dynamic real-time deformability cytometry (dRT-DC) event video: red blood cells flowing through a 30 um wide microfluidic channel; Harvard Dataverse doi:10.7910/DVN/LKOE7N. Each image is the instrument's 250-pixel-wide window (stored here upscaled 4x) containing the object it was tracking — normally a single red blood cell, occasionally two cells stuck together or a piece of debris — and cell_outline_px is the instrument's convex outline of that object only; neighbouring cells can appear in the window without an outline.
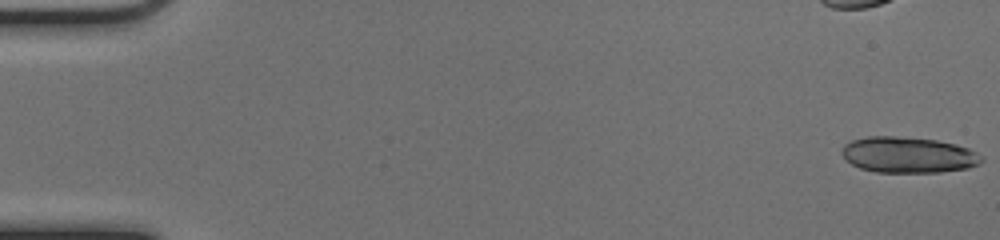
{"species": "common noctule bat (a hibernating species)", "species_latin": "Nyctalus noctula", "temperature_condition": "cold", "stored_images_in_passage": 18, "camera_frame_rate_fps": 3000, "um_per_image_px": 0.085, "animal": {"sex": "female", "body_mass_g": 17.0, "forearm_length_mm": 48.0}, "frame": {"image": 1, "passage_image": 1, "time_ms": 0.0, "image_size_px": [1000, 240], "cell_outline_px": [[984, 160], [980, 164], [968, 168], [940, 172], [876, 172], [860, 168], [852, 164], [840, 152], [844, 144], [852, 140], [868, 136], [892, 136], [936, 140], [956, 144], [968, 148], [976, 152]], "centroid_in_image_um": [77.2, 13.16], "position_along_channel_um": 7.8, "area_um2": 29.19}}